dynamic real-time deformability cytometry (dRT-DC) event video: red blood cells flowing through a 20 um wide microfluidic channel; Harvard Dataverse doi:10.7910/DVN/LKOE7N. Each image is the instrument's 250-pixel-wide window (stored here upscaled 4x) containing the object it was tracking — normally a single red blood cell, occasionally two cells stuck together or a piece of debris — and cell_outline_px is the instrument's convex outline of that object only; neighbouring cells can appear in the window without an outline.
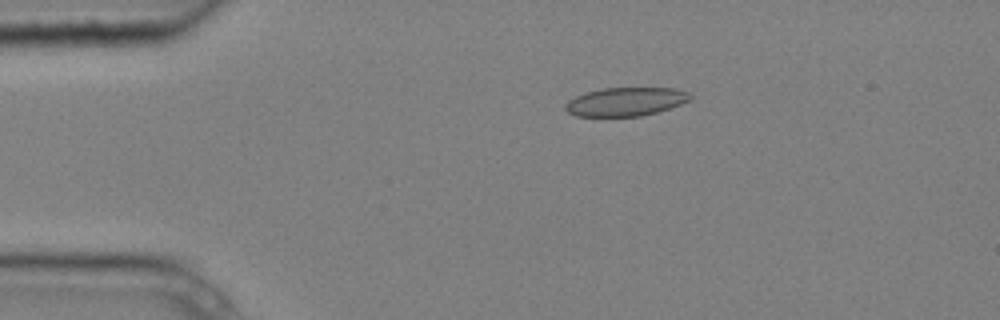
{"species": "common noctule bat (a hibernating species)", "species_latin": "Nyctalus noctula", "temperature_condition": "cold", "stored_images_in_passage": 7, "camera_frame_rate_fps": 3000, "um_per_image_px": 0.085, "animal": {"sex": "male", "body_mass_g": 20.4}, "frame": {"image": 1, "passage_image": 3, "time_ms": 0.667, "image_size_px": [1000, 320], "cell_outline_px": [[692, 100], [656, 112], [640, 116], [576, 116], [568, 112], [564, 108], [564, 104], [568, 100], [576, 96], [588, 92], [604, 88], [676, 88], [688, 92], [692, 96]], "centroid_in_image_um": [53.19, 8.64], "position_along_channel_um": 31.8, "area_um2": 20.69}}
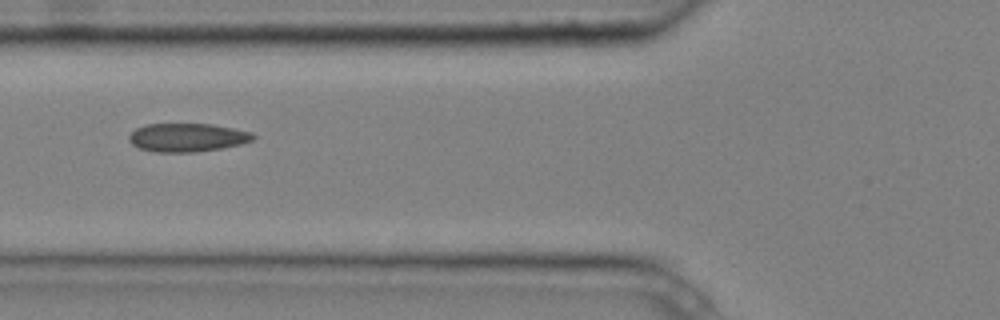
{"frame": {"image": 2, "passage_image": 6, "time_ms": 1.667, "image_size_px": [1000, 320], "cell_outline_px": [[256, 136], [252, 140], [240, 144], [220, 148], [196, 152], [156, 152], [140, 148], [132, 144], [128, 140], [128, 136], [136, 128], [144, 124], [212, 124], [252, 132]], "centroid_in_image_um": [15.9, 11.68], "position_along_channel_um": 109.9, "area_um2": 20.52}}
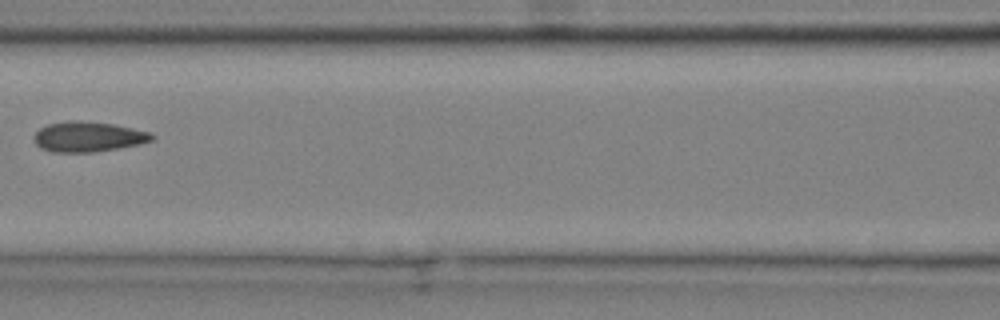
{"frame": {"image": 3, "passage_image": 7, "time_ms": 2.0, "image_size_px": [1000, 320], "cell_outline_px": [[156, 136], [152, 140], [140, 144], [120, 148], [92, 152], [52, 152], [40, 148], [36, 144], [36, 132], [40, 128], [48, 124], [72, 120], [112, 124], [148, 132]], "centroid_in_image_um": [7.5, 11.63], "position_along_channel_um": 159.1, "area_um2": 20.4}}